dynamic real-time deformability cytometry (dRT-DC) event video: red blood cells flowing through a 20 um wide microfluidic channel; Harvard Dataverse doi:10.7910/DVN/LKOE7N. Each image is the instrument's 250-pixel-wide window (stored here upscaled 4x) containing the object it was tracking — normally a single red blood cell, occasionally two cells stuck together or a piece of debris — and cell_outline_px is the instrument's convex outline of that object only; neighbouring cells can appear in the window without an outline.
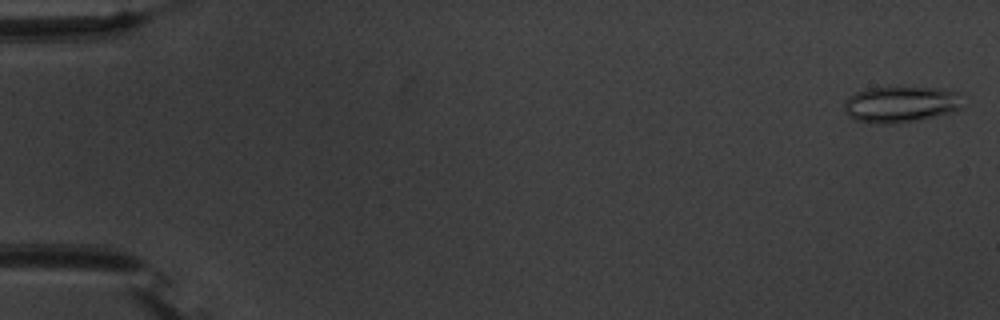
{"species": "common noctule bat (a hibernating species)", "species_latin": "Nyctalus noctula", "temperature_condition": "warm", "stored_images_in_passage": 56, "camera_frame_rate_fps": 3000, "um_per_image_px": 0.085, "animal": {"sex": "male", "body_mass_g": 20.1, "forearm_length_mm": 53.5}, "frame": {"image": 1, "passage_image": 2, "time_ms": 0.333, "image_size_px": [1000, 320], "cell_outline_px": [[960, 108], [952, 112], [916, 120], [884, 124], [856, 120], [848, 116], [844, 112], [844, 100], [848, 96], [856, 92], [868, 88], [888, 84], [936, 88], [956, 92]], "centroid_in_image_um": [76.45, 8.81], "position_along_channel_um": 8.6, "area_um2": 25.32}}
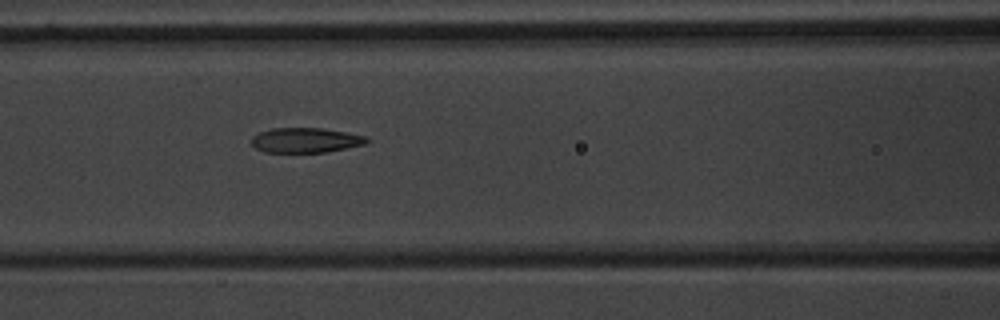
{"frame": {"image": 2, "passage_image": 25, "time_ms": 8.0, "image_size_px": [1000, 320], "cell_outline_px": [[372, 140], [364, 144], [348, 148], [324, 152], [264, 152], [256, 148], [252, 144], [252, 136], [260, 132], [272, 128], [324, 128], [368, 136]], "centroid_in_image_um": [26.02, 11.91], "position_along_channel_um": 140.6, "area_um2": 16.82}}
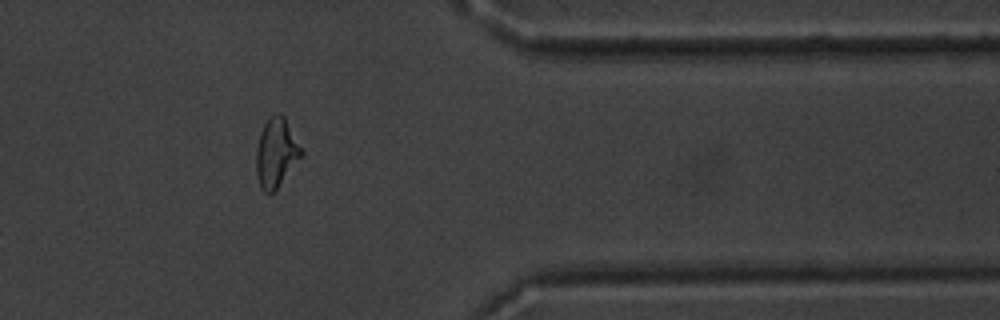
{"frame": {"image": 3, "passage_image": 46, "time_ms": 15.0, "image_size_px": [1000, 320], "cell_outline_px": [[304, 156], [276, 188], [268, 196], [260, 188], [256, 176], [256, 148], [260, 132], [264, 124], [276, 112], [284, 116], [304, 152]], "centroid_in_image_um": [23.48, 13.02], "position_along_channel_um": 387.9, "area_um2": 18.32}, "authors_computed_cell_mechanics": {"area_um2": 18.1203, "velocity_mm_per_s": 3.733, "shape_relaxation_time_tau1_ms": 8.0151, "shape_relaxation_time_tau2_ms": 2.1395, "deformation_change_tau1": 0.2442, "deformation_change_tau2": 0.1011}}